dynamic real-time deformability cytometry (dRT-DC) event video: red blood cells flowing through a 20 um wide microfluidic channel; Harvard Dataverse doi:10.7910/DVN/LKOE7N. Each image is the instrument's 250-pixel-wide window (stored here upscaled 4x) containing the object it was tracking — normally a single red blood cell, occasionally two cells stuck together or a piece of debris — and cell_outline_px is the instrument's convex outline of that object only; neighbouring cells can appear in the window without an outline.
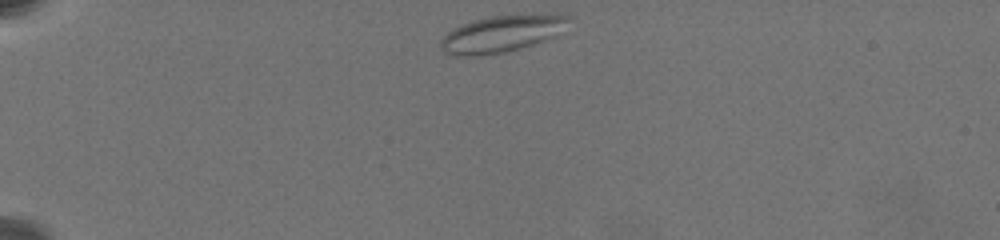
{"species": "common noctule bat (a hibernating species)", "species_latin": "Nyctalus noctula", "temperature_condition": "warm", "stored_images_in_passage": 21, "camera_frame_rate_fps": 3000, "um_per_image_px": 0.085, "animal": {"sex": "female", "body_mass_g": 19.5, "forearm_length_mm": 54.1}, "frame": {"image": 1, "passage_image": 1, "time_ms": 0.0, "image_size_px": [1000, 240], "cell_outline_px": [[572, 16], [560, 36], [520, 48], [504, 52], [480, 56], [452, 56], [444, 52], [440, 48], [440, 40], [448, 32], [460, 24], [488, 16], [552, 12]], "centroid_in_image_um": [42.72, 2.84], "position_along_channel_um": 42.3, "area_um2": 28.38}}
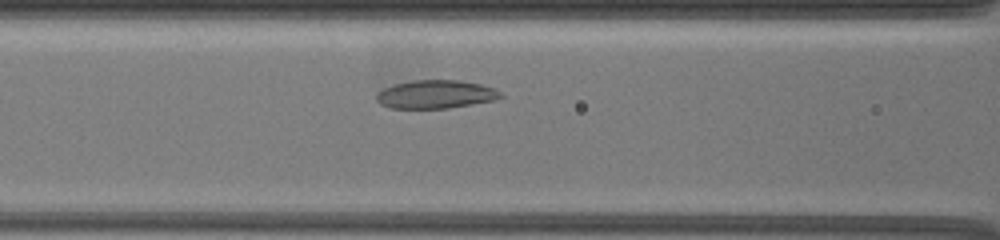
{"frame": {"image": 2, "passage_image": 15, "time_ms": 4.333, "image_size_px": [1000, 240], "cell_outline_px": [[504, 96], [496, 100], [448, 108], [392, 108], [380, 104], [376, 100], [376, 92], [392, 84], [412, 80], [460, 80], [480, 84], [496, 88]], "centroid_in_image_um": [37.03, 8.01], "position_along_channel_um": 129.6, "area_um2": 20.69}}
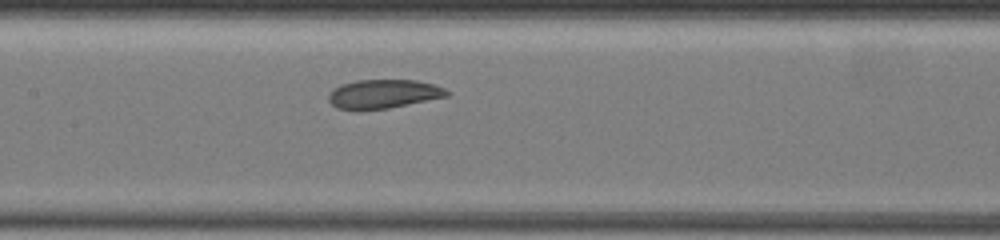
{"frame": {"image": 3, "passage_image": 19, "time_ms": 5.667, "image_size_px": [1000, 240], "cell_outline_px": [[452, 92], [448, 96], [388, 108], [360, 112], [336, 108], [328, 100], [328, 92], [332, 88], [340, 84], [356, 80], [416, 80], [436, 84]], "centroid_in_image_um": [32.54, 8.0], "position_along_channel_um": 174.9, "area_um2": 20.52}}